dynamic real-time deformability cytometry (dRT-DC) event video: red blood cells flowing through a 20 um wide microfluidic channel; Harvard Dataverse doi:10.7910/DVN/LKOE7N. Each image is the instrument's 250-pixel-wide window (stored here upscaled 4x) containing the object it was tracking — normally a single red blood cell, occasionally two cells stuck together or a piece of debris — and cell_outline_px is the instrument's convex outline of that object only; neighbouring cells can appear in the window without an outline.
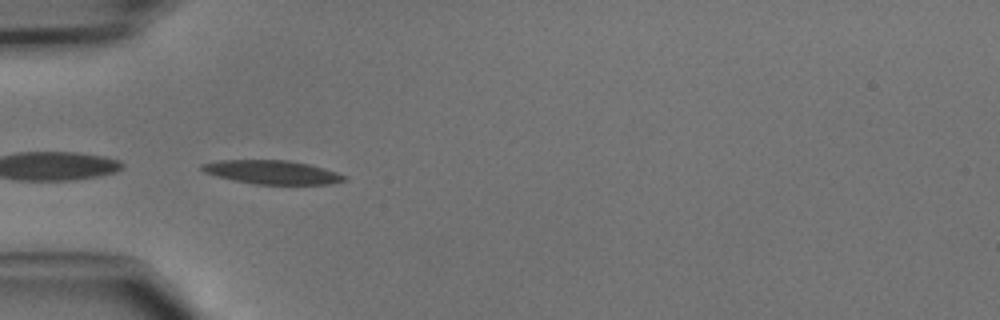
{"species": "common noctule bat (a hibernating species)", "species_latin": "Nyctalus noctula", "temperature_condition": "cold", "stored_images_in_passage": 3, "camera_frame_rate_fps": 3000, "um_per_image_px": 0.085, "animal": {"sex": "male", "body_mass_g": 15.6}, "frame": {"image": 1, "passage_image": 1, "time_ms": 0.0, "image_size_px": [1000, 320], "cell_outline_px": [[348, 180], [332, 184], [256, 184], [232, 180], [216, 176], [204, 172], [200, 168], [200, 164], [216, 160], [288, 160], [308, 164], [324, 168], [348, 176]], "centroid_in_image_um": [23.13, 14.63], "position_along_channel_um": 61.9, "area_um2": 19.83}}